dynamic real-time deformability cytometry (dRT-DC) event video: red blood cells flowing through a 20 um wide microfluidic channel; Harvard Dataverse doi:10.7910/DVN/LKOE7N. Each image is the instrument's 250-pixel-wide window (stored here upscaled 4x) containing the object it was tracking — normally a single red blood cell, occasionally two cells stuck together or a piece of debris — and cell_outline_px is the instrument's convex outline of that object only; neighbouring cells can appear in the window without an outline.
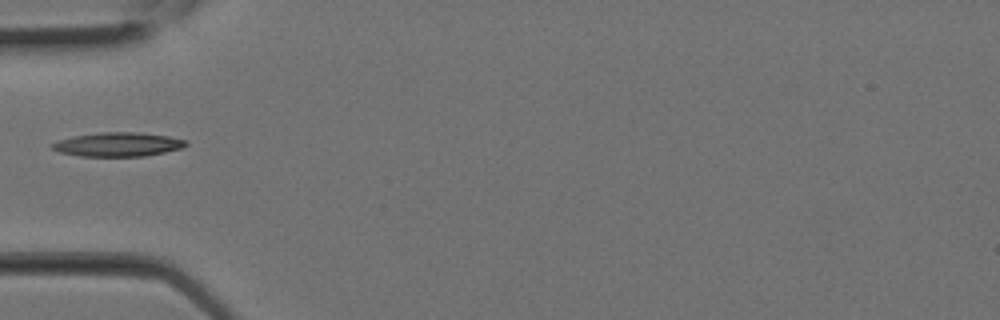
{"species": "Egyptian fruit bat (a non-hibernating species)", "species_latin": "Rousettus aegyptiacus", "temperature_condition": "room temperature", "stored_images_in_passage": 3, "camera_frame_rate_fps": 3000, "um_per_image_px": 0.085, "animal": {"sex": "female"}, "frame": {"image": 1, "passage_image": 3, "time_ms": 0.667, "image_size_px": [1000, 320], "cell_outline_px": [[188, 144], [180, 148], [164, 152], [144, 156], [80, 156], [60, 152], [52, 148], [52, 144], [56, 140], [72, 136], [100, 132], [136, 132], [168, 136], [188, 140]], "centroid_in_image_um": [10.01, 12.27], "position_along_channel_um": 75.0, "area_um2": 18.67}}